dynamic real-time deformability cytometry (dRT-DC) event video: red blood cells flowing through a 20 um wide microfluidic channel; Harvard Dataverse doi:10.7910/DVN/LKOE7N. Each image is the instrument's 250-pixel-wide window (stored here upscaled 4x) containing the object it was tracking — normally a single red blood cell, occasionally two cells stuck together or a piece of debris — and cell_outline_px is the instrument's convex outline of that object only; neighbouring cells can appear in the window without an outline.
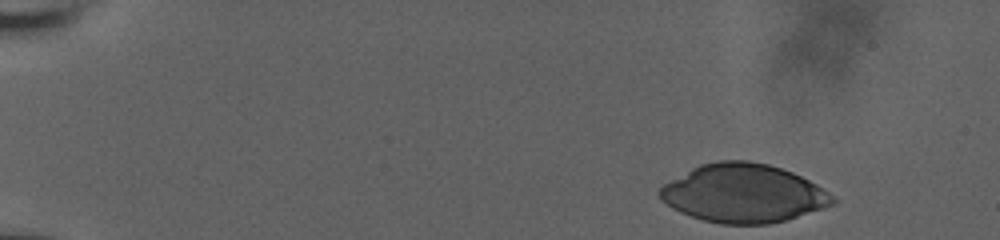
{"species": "human", "species_latin": "Homo sapiens", "temperature_condition": "room temperature", "stored_images_in_passage": 25, "camera_frame_rate_fps": 3000, "um_per_image_px": 0.085, "donor": {"sex": "male"}, "frame": {"image": 1, "passage_image": 1, "time_ms": 0.0, "image_size_px": [1000, 240], "cell_outline_px": [[836, 204], [784, 220], [768, 224], [720, 224], [704, 220], [680, 212], [672, 208], [660, 200], [656, 192], [664, 184], [692, 168], [700, 164], [720, 160], [748, 160], [768, 164], [792, 172], [816, 184], [832, 196], [836, 200]], "centroid_in_image_um": [63.15, 16.43], "position_along_channel_um": 21.9, "area_um2": 58.67}}